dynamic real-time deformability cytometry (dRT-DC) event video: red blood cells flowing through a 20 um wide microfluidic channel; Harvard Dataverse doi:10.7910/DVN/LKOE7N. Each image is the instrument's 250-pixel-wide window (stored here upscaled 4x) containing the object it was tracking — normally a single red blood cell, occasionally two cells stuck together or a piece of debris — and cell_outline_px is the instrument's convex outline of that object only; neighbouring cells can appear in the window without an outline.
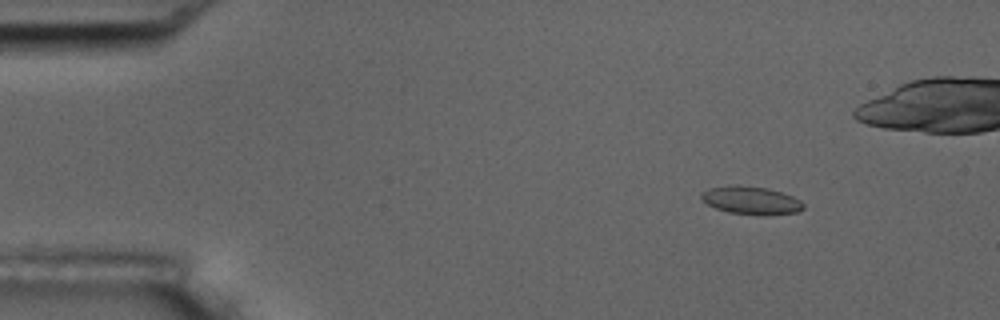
{"species": "common noctule bat (a hibernating species)", "species_latin": "Nyctalus noctula", "temperature_condition": "room temperature", "stored_images_in_passage": 5, "camera_frame_rate_fps": 3000, "um_per_image_px": 0.085, "animal": {"sex": "male", "body_mass_g": 17.5, "forearm_length_mm": 52.3}, "frame": {"image": 1, "passage_image": 2, "time_ms": 0.333, "image_size_px": [1000, 320], "cell_outline_px": [[804, 208], [796, 212], [728, 212], [716, 208], [708, 204], [700, 196], [700, 192], [708, 188], [732, 184], [768, 188], [792, 196], [800, 200], [804, 204]], "centroid_in_image_um": [63.77, 16.96], "position_along_channel_um": 21.2, "area_um2": 15.78}}